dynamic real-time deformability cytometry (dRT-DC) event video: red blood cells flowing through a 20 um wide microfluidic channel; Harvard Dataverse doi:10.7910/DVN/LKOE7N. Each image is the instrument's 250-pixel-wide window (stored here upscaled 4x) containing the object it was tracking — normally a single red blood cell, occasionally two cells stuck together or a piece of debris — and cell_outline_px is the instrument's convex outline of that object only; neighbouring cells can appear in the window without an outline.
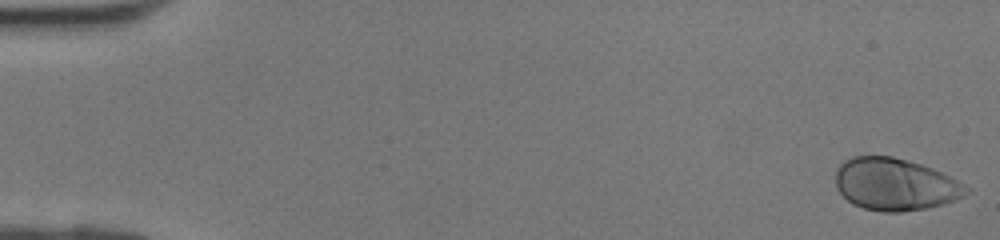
{"species": "human", "species_latin": "Homo sapiens", "temperature_condition": "room temperature", "stored_images_in_passage": 42, "camera_frame_rate_fps": 3000, "um_per_image_px": 0.085, "donor": {"sex": "female"}, "frame": {"image": 1, "passage_image": 1, "time_ms": 0.0, "image_size_px": [1000, 240], "cell_outline_px": [[972, 192], [956, 200], [944, 204], [928, 208], [900, 212], [884, 212], [864, 208], [852, 204], [836, 188], [836, 168], [844, 160], [852, 156], [892, 156], [908, 160], [932, 168], [972, 188]], "centroid_in_image_um": [76.1, 15.67], "position_along_channel_um": 8.9, "area_um2": 40.0}}
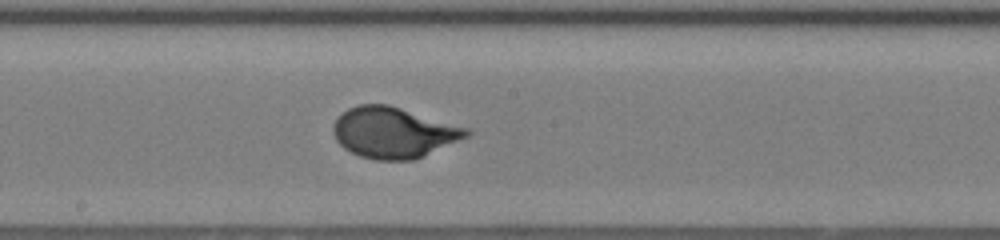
{"frame": {"image": 2, "passage_image": 23, "time_ms": 7.333, "image_size_px": [1000, 240], "cell_outline_px": [[472, 132], [468, 136], [412, 160], [376, 160], [360, 156], [344, 148], [336, 140], [332, 132], [332, 128], [336, 116], [348, 108], [360, 104], [388, 104], [468, 128]], "centroid_in_image_um": [33.39, 11.25], "position_along_channel_um": 214.8, "area_um2": 39.19}}
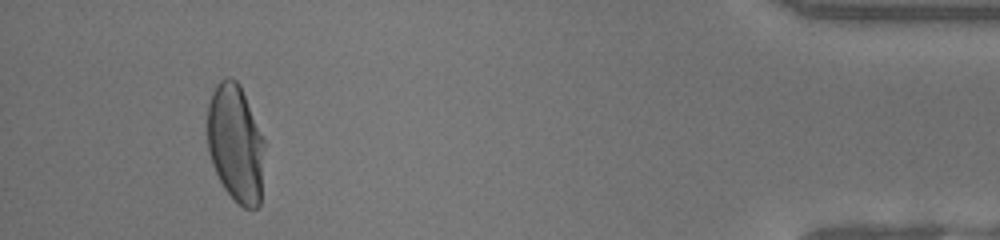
{"frame": {"image": 3, "passage_image": 39, "time_ms": 12.667, "image_size_px": [1000, 240], "cell_outline_px": [[264, 144], [260, 204], [256, 208], [244, 208], [224, 188], [212, 164], [208, 152], [208, 104], [212, 92], [216, 84], [224, 76], [232, 76], [240, 84], [264, 136]], "centroid_in_image_um": [20.03, 12.12], "position_along_channel_um": 415.2, "area_um2": 39.36}}